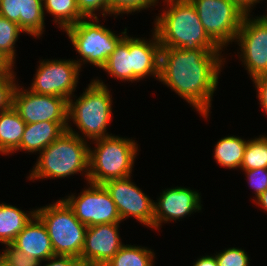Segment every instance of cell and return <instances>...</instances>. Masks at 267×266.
I'll use <instances>...</instances> for the list:
<instances>
[{
	"mask_svg": "<svg viewBox=\"0 0 267 266\" xmlns=\"http://www.w3.org/2000/svg\"><path fill=\"white\" fill-rule=\"evenodd\" d=\"M110 91L108 85L96 77L84 88L79 97L73 95L68 100L67 130L86 141L112 135L107 132L113 117ZM72 122L79 131L71 127Z\"/></svg>",
	"mask_w": 267,
	"mask_h": 266,
	"instance_id": "obj_3",
	"label": "cell"
},
{
	"mask_svg": "<svg viewBox=\"0 0 267 266\" xmlns=\"http://www.w3.org/2000/svg\"><path fill=\"white\" fill-rule=\"evenodd\" d=\"M100 23L99 18H84L77 24L67 27L66 32L71 45L80 56L76 61L80 69L83 64H90L101 69L118 43L128 34L127 29L115 34L110 28Z\"/></svg>",
	"mask_w": 267,
	"mask_h": 266,
	"instance_id": "obj_6",
	"label": "cell"
},
{
	"mask_svg": "<svg viewBox=\"0 0 267 266\" xmlns=\"http://www.w3.org/2000/svg\"><path fill=\"white\" fill-rule=\"evenodd\" d=\"M88 182L102 185L112 179L132 176L138 156L137 141L112 134L90 142Z\"/></svg>",
	"mask_w": 267,
	"mask_h": 266,
	"instance_id": "obj_5",
	"label": "cell"
},
{
	"mask_svg": "<svg viewBox=\"0 0 267 266\" xmlns=\"http://www.w3.org/2000/svg\"><path fill=\"white\" fill-rule=\"evenodd\" d=\"M192 266H218L215 255H205L197 258Z\"/></svg>",
	"mask_w": 267,
	"mask_h": 266,
	"instance_id": "obj_38",
	"label": "cell"
},
{
	"mask_svg": "<svg viewBox=\"0 0 267 266\" xmlns=\"http://www.w3.org/2000/svg\"><path fill=\"white\" fill-rule=\"evenodd\" d=\"M120 224L110 223L87 227L80 256L82 264L105 266L113 258L125 245L120 237Z\"/></svg>",
	"mask_w": 267,
	"mask_h": 266,
	"instance_id": "obj_15",
	"label": "cell"
},
{
	"mask_svg": "<svg viewBox=\"0 0 267 266\" xmlns=\"http://www.w3.org/2000/svg\"><path fill=\"white\" fill-rule=\"evenodd\" d=\"M36 214V209L24 211L8 203H0V243L10 244Z\"/></svg>",
	"mask_w": 267,
	"mask_h": 266,
	"instance_id": "obj_20",
	"label": "cell"
},
{
	"mask_svg": "<svg viewBox=\"0 0 267 266\" xmlns=\"http://www.w3.org/2000/svg\"><path fill=\"white\" fill-rule=\"evenodd\" d=\"M117 206L122 222L133 217L154 229V200L131 180V176L112 179L102 184Z\"/></svg>",
	"mask_w": 267,
	"mask_h": 266,
	"instance_id": "obj_12",
	"label": "cell"
},
{
	"mask_svg": "<svg viewBox=\"0 0 267 266\" xmlns=\"http://www.w3.org/2000/svg\"><path fill=\"white\" fill-rule=\"evenodd\" d=\"M151 31L149 39L130 35L134 83L151 76L159 80L161 45L156 33Z\"/></svg>",
	"mask_w": 267,
	"mask_h": 266,
	"instance_id": "obj_16",
	"label": "cell"
},
{
	"mask_svg": "<svg viewBox=\"0 0 267 266\" xmlns=\"http://www.w3.org/2000/svg\"><path fill=\"white\" fill-rule=\"evenodd\" d=\"M80 266H96V265H91V264H81Z\"/></svg>",
	"mask_w": 267,
	"mask_h": 266,
	"instance_id": "obj_42",
	"label": "cell"
},
{
	"mask_svg": "<svg viewBox=\"0 0 267 266\" xmlns=\"http://www.w3.org/2000/svg\"><path fill=\"white\" fill-rule=\"evenodd\" d=\"M68 122H37L26 124L20 146L16 150L36 154L42 152L67 130Z\"/></svg>",
	"mask_w": 267,
	"mask_h": 266,
	"instance_id": "obj_18",
	"label": "cell"
},
{
	"mask_svg": "<svg viewBox=\"0 0 267 266\" xmlns=\"http://www.w3.org/2000/svg\"><path fill=\"white\" fill-rule=\"evenodd\" d=\"M16 85L13 108L26 124L37 122H68V100L63 97L36 94Z\"/></svg>",
	"mask_w": 267,
	"mask_h": 266,
	"instance_id": "obj_13",
	"label": "cell"
},
{
	"mask_svg": "<svg viewBox=\"0 0 267 266\" xmlns=\"http://www.w3.org/2000/svg\"><path fill=\"white\" fill-rule=\"evenodd\" d=\"M110 78L122 82L133 83V61L130 54V35L128 34L118 43L115 51L109 56L105 65L101 68Z\"/></svg>",
	"mask_w": 267,
	"mask_h": 266,
	"instance_id": "obj_21",
	"label": "cell"
},
{
	"mask_svg": "<svg viewBox=\"0 0 267 266\" xmlns=\"http://www.w3.org/2000/svg\"><path fill=\"white\" fill-rule=\"evenodd\" d=\"M0 266H9L7 263H5L1 258H0Z\"/></svg>",
	"mask_w": 267,
	"mask_h": 266,
	"instance_id": "obj_41",
	"label": "cell"
},
{
	"mask_svg": "<svg viewBox=\"0 0 267 266\" xmlns=\"http://www.w3.org/2000/svg\"><path fill=\"white\" fill-rule=\"evenodd\" d=\"M26 127L19 113L12 107L0 112V154L16 152Z\"/></svg>",
	"mask_w": 267,
	"mask_h": 266,
	"instance_id": "obj_19",
	"label": "cell"
},
{
	"mask_svg": "<svg viewBox=\"0 0 267 266\" xmlns=\"http://www.w3.org/2000/svg\"><path fill=\"white\" fill-rule=\"evenodd\" d=\"M21 0H0V15L20 26Z\"/></svg>",
	"mask_w": 267,
	"mask_h": 266,
	"instance_id": "obj_34",
	"label": "cell"
},
{
	"mask_svg": "<svg viewBox=\"0 0 267 266\" xmlns=\"http://www.w3.org/2000/svg\"><path fill=\"white\" fill-rule=\"evenodd\" d=\"M246 14L252 13L254 6L263 0H231Z\"/></svg>",
	"mask_w": 267,
	"mask_h": 266,
	"instance_id": "obj_37",
	"label": "cell"
},
{
	"mask_svg": "<svg viewBox=\"0 0 267 266\" xmlns=\"http://www.w3.org/2000/svg\"><path fill=\"white\" fill-rule=\"evenodd\" d=\"M14 66L0 54V76L6 75Z\"/></svg>",
	"mask_w": 267,
	"mask_h": 266,
	"instance_id": "obj_39",
	"label": "cell"
},
{
	"mask_svg": "<svg viewBox=\"0 0 267 266\" xmlns=\"http://www.w3.org/2000/svg\"><path fill=\"white\" fill-rule=\"evenodd\" d=\"M244 172L247 183L254 191L253 201L256 200L263 192L267 190V168L245 170Z\"/></svg>",
	"mask_w": 267,
	"mask_h": 266,
	"instance_id": "obj_33",
	"label": "cell"
},
{
	"mask_svg": "<svg viewBox=\"0 0 267 266\" xmlns=\"http://www.w3.org/2000/svg\"><path fill=\"white\" fill-rule=\"evenodd\" d=\"M214 255L218 266H250L248 253L242 248L229 247Z\"/></svg>",
	"mask_w": 267,
	"mask_h": 266,
	"instance_id": "obj_29",
	"label": "cell"
},
{
	"mask_svg": "<svg viewBox=\"0 0 267 266\" xmlns=\"http://www.w3.org/2000/svg\"><path fill=\"white\" fill-rule=\"evenodd\" d=\"M208 36L224 51L235 43L245 16L231 0H190Z\"/></svg>",
	"mask_w": 267,
	"mask_h": 266,
	"instance_id": "obj_8",
	"label": "cell"
},
{
	"mask_svg": "<svg viewBox=\"0 0 267 266\" xmlns=\"http://www.w3.org/2000/svg\"><path fill=\"white\" fill-rule=\"evenodd\" d=\"M222 51L161 48L158 81L188 102L206 120L212 113V98L226 63Z\"/></svg>",
	"mask_w": 267,
	"mask_h": 266,
	"instance_id": "obj_1",
	"label": "cell"
},
{
	"mask_svg": "<svg viewBox=\"0 0 267 266\" xmlns=\"http://www.w3.org/2000/svg\"><path fill=\"white\" fill-rule=\"evenodd\" d=\"M248 139L239 136H224L214 147V159L217 165L224 168L240 169Z\"/></svg>",
	"mask_w": 267,
	"mask_h": 266,
	"instance_id": "obj_22",
	"label": "cell"
},
{
	"mask_svg": "<svg viewBox=\"0 0 267 266\" xmlns=\"http://www.w3.org/2000/svg\"><path fill=\"white\" fill-rule=\"evenodd\" d=\"M90 142L66 130L56 140L38 153L37 162L27 180L64 179L83 174L88 182Z\"/></svg>",
	"mask_w": 267,
	"mask_h": 266,
	"instance_id": "obj_4",
	"label": "cell"
},
{
	"mask_svg": "<svg viewBox=\"0 0 267 266\" xmlns=\"http://www.w3.org/2000/svg\"><path fill=\"white\" fill-rule=\"evenodd\" d=\"M158 3L159 0H109V16L116 18L118 15L139 13L157 6Z\"/></svg>",
	"mask_w": 267,
	"mask_h": 266,
	"instance_id": "obj_28",
	"label": "cell"
},
{
	"mask_svg": "<svg viewBox=\"0 0 267 266\" xmlns=\"http://www.w3.org/2000/svg\"><path fill=\"white\" fill-rule=\"evenodd\" d=\"M267 168V135L248 139L241 171Z\"/></svg>",
	"mask_w": 267,
	"mask_h": 266,
	"instance_id": "obj_26",
	"label": "cell"
},
{
	"mask_svg": "<svg viewBox=\"0 0 267 266\" xmlns=\"http://www.w3.org/2000/svg\"><path fill=\"white\" fill-rule=\"evenodd\" d=\"M80 13L85 18H98V12L109 17V0H76ZM98 11V12H97Z\"/></svg>",
	"mask_w": 267,
	"mask_h": 266,
	"instance_id": "obj_32",
	"label": "cell"
},
{
	"mask_svg": "<svg viewBox=\"0 0 267 266\" xmlns=\"http://www.w3.org/2000/svg\"><path fill=\"white\" fill-rule=\"evenodd\" d=\"M35 76L27 89L36 94L69 100L77 89L82 72L74 59H40Z\"/></svg>",
	"mask_w": 267,
	"mask_h": 266,
	"instance_id": "obj_10",
	"label": "cell"
},
{
	"mask_svg": "<svg viewBox=\"0 0 267 266\" xmlns=\"http://www.w3.org/2000/svg\"><path fill=\"white\" fill-rule=\"evenodd\" d=\"M260 209H263L267 213V190L263 192L256 200L253 201Z\"/></svg>",
	"mask_w": 267,
	"mask_h": 266,
	"instance_id": "obj_40",
	"label": "cell"
},
{
	"mask_svg": "<svg viewBox=\"0 0 267 266\" xmlns=\"http://www.w3.org/2000/svg\"><path fill=\"white\" fill-rule=\"evenodd\" d=\"M54 204L36 208V215L47 228L55 255L81 256L87 226L74 215L73 210L61 198Z\"/></svg>",
	"mask_w": 267,
	"mask_h": 266,
	"instance_id": "obj_7",
	"label": "cell"
},
{
	"mask_svg": "<svg viewBox=\"0 0 267 266\" xmlns=\"http://www.w3.org/2000/svg\"><path fill=\"white\" fill-rule=\"evenodd\" d=\"M12 244L42 263L55 255L47 228L36 214L16 236Z\"/></svg>",
	"mask_w": 267,
	"mask_h": 266,
	"instance_id": "obj_17",
	"label": "cell"
},
{
	"mask_svg": "<svg viewBox=\"0 0 267 266\" xmlns=\"http://www.w3.org/2000/svg\"><path fill=\"white\" fill-rule=\"evenodd\" d=\"M16 75L13 67L6 75L0 76V112L12 107L14 89L18 84Z\"/></svg>",
	"mask_w": 267,
	"mask_h": 266,
	"instance_id": "obj_31",
	"label": "cell"
},
{
	"mask_svg": "<svg viewBox=\"0 0 267 266\" xmlns=\"http://www.w3.org/2000/svg\"><path fill=\"white\" fill-rule=\"evenodd\" d=\"M0 258L9 266H39L40 261L17 249L12 243L5 244Z\"/></svg>",
	"mask_w": 267,
	"mask_h": 266,
	"instance_id": "obj_30",
	"label": "cell"
},
{
	"mask_svg": "<svg viewBox=\"0 0 267 266\" xmlns=\"http://www.w3.org/2000/svg\"><path fill=\"white\" fill-rule=\"evenodd\" d=\"M245 14L235 44L242 66L252 80L267 75V19L262 15Z\"/></svg>",
	"mask_w": 267,
	"mask_h": 266,
	"instance_id": "obj_9",
	"label": "cell"
},
{
	"mask_svg": "<svg viewBox=\"0 0 267 266\" xmlns=\"http://www.w3.org/2000/svg\"><path fill=\"white\" fill-rule=\"evenodd\" d=\"M252 82L255 86L256 90V98H258V103L261 106V109L263 112H265V115H267V75H261L254 79H252Z\"/></svg>",
	"mask_w": 267,
	"mask_h": 266,
	"instance_id": "obj_35",
	"label": "cell"
},
{
	"mask_svg": "<svg viewBox=\"0 0 267 266\" xmlns=\"http://www.w3.org/2000/svg\"><path fill=\"white\" fill-rule=\"evenodd\" d=\"M73 210L76 218L87 227L122 223L117 206L103 185L87 182L86 188L75 195L62 198Z\"/></svg>",
	"mask_w": 267,
	"mask_h": 266,
	"instance_id": "obj_11",
	"label": "cell"
},
{
	"mask_svg": "<svg viewBox=\"0 0 267 266\" xmlns=\"http://www.w3.org/2000/svg\"><path fill=\"white\" fill-rule=\"evenodd\" d=\"M155 255L148 247L126 244L105 266H155Z\"/></svg>",
	"mask_w": 267,
	"mask_h": 266,
	"instance_id": "obj_25",
	"label": "cell"
},
{
	"mask_svg": "<svg viewBox=\"0 0 267 266\" xmlns=\"http://www.w3.org/2000/svg\"><path fill=\"white\" fill-rule=\"evenodd\" d=\"M42 0H21L20 28L33 39L42 37L45 17Z\"/></svg>",
	"mask_w": 267,
	"mask_h": 266,
	"instance_id": "obj_24",
	"label": "cell"
},
{
	"mask_svg": "<svg viewBox=\"0 0 267 266\" xmlns=\"http://www.w3.org/2000/svg\"><path fill=\"white\" fill-rule=\"evenodd\" d=\"M201 193L192 188L171 187L160 192L154 202V230L159 232L162 223L180 221L202 210Z\"/></svg>",
	"mask_w": 267,
	"mask_h": 266,
	"instance_id": "obj_14",
	"label": "cell"
},
{
	"mask_svg": "<svg viewBox=\"0 0 267 266\" xmlns=\"http://www.w3.org/2000/svg\"><path fill=\"white\" fill-rule=\"evenodd\" d=\"M43 11L44 14L47 12L53 16V23L62 31L85 18L80 13L76 0H44Z\"/></svg>",
	"mask_w": 267,
	"mask_h": 266,
	"instance_id": "obj_23",
	"label": "cell"
},
{
	"mask_svg": "<svg viewBox=\"0 0 267 266\" xmlns=\"http://www.w3.org/2000/svg\"><path fill=\"white\" fill-rule=\"evenodd\" d=\"M46 263L43 266H80L82 264L79 257L61 255H54L48 258ZM41 264L42 262H40L39 266H42Z\"/></svg>",
	"mask_w": 267,
	"mask_h": 266,
	"instance_id": "obj_36",
	"label": "cell"
},
{
	"mask_svg": "<svg viewBox=\"0 0 267 266\" xmlns=\"http://www.w3.org/2000/svg\"><path fill=\"white\" fill-rule=\"evenodd\" d=\"M162 1L166 8L154 18L152 28L161 48L221 49L206 33L190 0Z\"/></svg>",
	"mask_w": 267,
	"mask_h": 266,
	"instance_id": "obj_2",
	"label": "cell"
},
{
	"mask_svg": "<svg viewBox=\"0 0 267 266\" xmlns=\"http://www.w3.org/2000/svg\"><path fill=\"white\" fill-rule=\"evenodd\" d=\"M22 32L24 33L16 22L0 15V54L14 67L17 55L15 44Z\"/></svg>",
	"mask_w": 267,
	"mask_h": 266,
	"instance_id": "obj_27",
	"label": "cell"
}]
</instances>
